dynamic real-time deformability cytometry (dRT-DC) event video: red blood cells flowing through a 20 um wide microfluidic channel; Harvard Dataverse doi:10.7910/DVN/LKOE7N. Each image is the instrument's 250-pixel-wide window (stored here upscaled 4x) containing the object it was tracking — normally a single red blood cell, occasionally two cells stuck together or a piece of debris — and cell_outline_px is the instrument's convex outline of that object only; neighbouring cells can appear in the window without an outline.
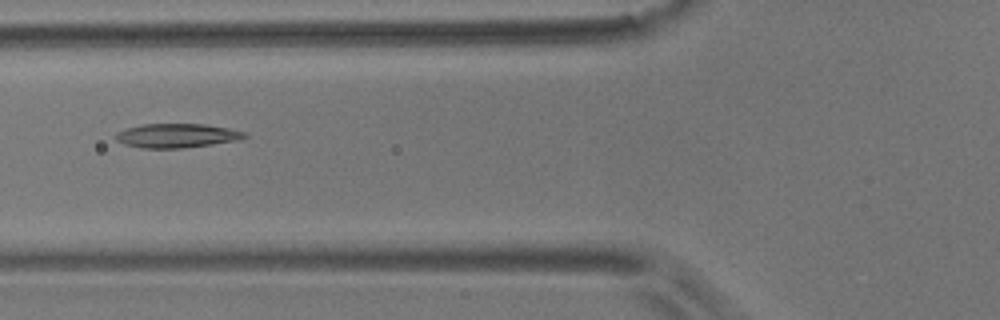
{"species": "common noctule bat (a hibernating species)", "species_latin": "Nyctalus noctula", "temperature_condition": "room temperature", "stored_images_in_passage": 4, "camera_frame_rate_fps": 3000, "um_per_image_px": 0.085, "animal": {"sex": "male", "body_mass_g": 17.9}, "frame": {"image": 1, "passage_image": 3, "time_ms": 0.667, "image_size_px": [1000, 320], "cell_outline_px": [[248, 136], [240, 140], [184, 148], [140, 148], [124, 144], [116, 140], [112, 136], [116, 132], [124, 128], [140, 124], [204, 124], [228, 128], [244, 132]], "centroid_in_image_um": [14.96, 11.53], "position_along_channel_um": 110.8, "area_um2": 18.32}}
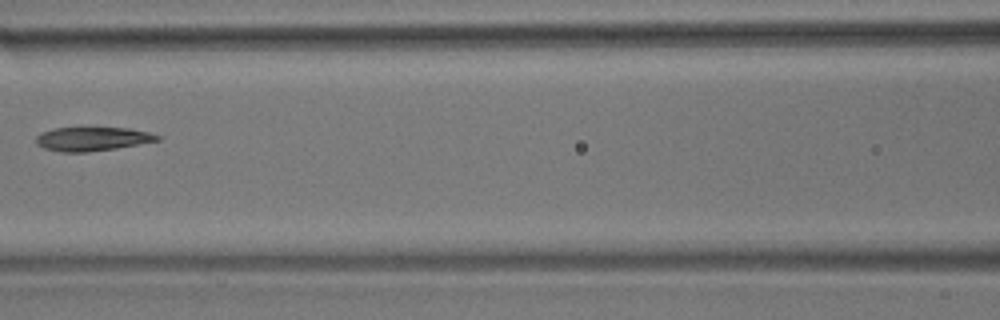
{"frame": {"image": 2, "passage_image": 4, "time_ms": 1.0, "image_size_px": [1000, 320], "cell_outline_px": [[160, 140], [116, 148], [84, 152], [60, 152], [44, 148], [36, 144], [36, 136], [40, 132], [52, 128], [128, 128], [148, 132], [160, 136]], "centroid_in_image_um": [7.8, 11.8], "position_along_channel_um": 158.8, "area_um2": 16.76}}